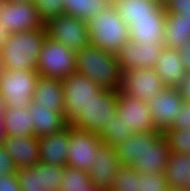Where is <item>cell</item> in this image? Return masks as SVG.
I'll return each mask as SVG.
<instances>
[{
	"mask_svg": "<svg viewBox=\"0 0 190 191\" xmlns=\"http://www.w3.org/2000/svg\"><path fill=\"white\" fill-rule=\"evenodd\" d=\"M172 153H190V128L166 130L164 133Z\"/></svg>",
	"mask_w": 190,
	"mask_h": 191,
	"instance_id": "d6a6232c",
	"label": "cell"
},
{
	"mask_svg": "<svg viewBox=\"0 0 190 191\" xmlns=\"http://www.w3.org/2000/svg\"><path fill=\"white\" fill-rule=\"evenodd\" d=\"M165 87L154 68L122 71L120 90L140 100L148 102Z\"/></svg>",
	"mask_w": 190,
	"mask_h": 191,
	"instance_id": "7c38bea8",
	"label": "cell"
},
{
	"mask_svg": "<svg viewBox=\"0 0 190 191\" xmlns=\"http://www.w3.org/2000/svg\"><path fill=\"white\" fill-rule=\"evenodd\" d=\"M28 109L32 116L34 133L37 138L59 132L69 124L65 113L54 112L51 107L31 101Z\"/></svg>",
	"mask_w": 190,
	"mask_h": 191,
	"instance_id": "7402d4cb",
	"label": "cell"
},
{
	"mask_svg": "<svg viewBox=\"0 0 190 191\" xmlns=\"http://www.w3.org/2000/svg\"><path fill=\"white\" fill-rule=\"evenodd\" d=\"M63 100L65 118L70 121L102 88L85 75L75 72L64 78Z\"/></svg>",
	"mask_w": 190,
	"mask_h": 191,
	"instance_id": "30bf717a",
	"label": "cell"
},
{
	"mask_svg": "<svg viewBox=\"0 0 190 191\" xmlns=\"http://www.w3.org/2000/svg\"><path fill=\"white\" fill-rule=\"evenodd\" d=\"M117 113L121 122L133 133L155 130L151 109L147 101L140 100L129 94L117 90Z\"/></svg>",
	"mask_w": 190,
	"mask_h": 191,
	"instance_id": "5bb4252c",
	"label": "cell"
},
{
	"mask_svg": "<svg viewBox=\"0 0 190 191\" xmlns=\"http://www.w3.org/2000/svg\"><path fill=\"white\" fill-rule=\"evenodd\" d=\"M4 68L1 57H0V71Z\"/></svg>",
	"mask_w": 190,
	"mask_h": 191,
	"instance_id": "681fc988",
	"label": "cell"
},
{
	"mask_svg": "<svg viewBox=\"0 0 190 191\" xmlns=\"http://www.w3.org/2000/svg\"><path fill=\"white\" fill-rule=\"evenodd\" d=\"M16 175L22 191H58L63 167L39 162L30 168L17 169Z\"/></svg>",
	"mask_w": 190,
	"mask_h": 191,
	"instance_id": "9a60e30c",
	"label": "cell"
},
{
	"mask_svg": "<svg viewBox=\"0 0 190 191\" xmlns=\"http://www.w3.org/2000/svg\"><path fill=\"white\" fill-rule=\"evenodd\" d=\"M184 101L180 88L176 87H165L151 98L148 103L155 130L162 133L168 130Z\"/></svg>",
	"mask_w": 190,
	"mask_h": 191,
	"instance_id": "4fadbf2b",
	"label": "cell"
},
{
	"mask_svg": "<svg viewBox=\"0 0 190 191\" xmlns=\"http://www.w3.org/2000/svg\"><path fill=\"white\" fill-rule=\"evenodd\" d=\"M134 134L120 120V116L113 118L107 125V129L99 136L104 145H119L130 135Z\"/></svg>",
	"mask_w": 190,
	"mask_h": 191,
	"instance_id": "1f68e13d",
	"label": "cell"
},
{
	"mask_svg": "<svg viewBox=\"0 0 190 191\" xmlns=\"http://www.w3.org/2000/svg\"><path fill=\"white\" fill-rule=\"evenodd\" d=\"M4 125L3 116H0V144H5L6 138L8 136Z\"/></svg>",
	"mask_w": 190,
	"mask_h": 191,
	"instance_id": "b9f144b4",
	"label": "cell"
},
{
	"mask_svg": "<svg viewBox=\"0 0 190 191\" xmlns=\"http://www.w3.org/2000/svg\"><path fill=\"white\" fill-rule=\"evenodd\" d=\"M17 169L4 144H0V177L16 174Z\"/></svg>",
	"mask_w": 190,
	"mask_h": 191,
	"instance_id": "8d00e7d4",
	"label": "cell"
},
{
	"mask_svg": "<svg viewBox=\"0 0 190 191\" xmlns=\"http://www.w3.org/2000/svg\"><path fill=\"white\" fill-rule=\"evenodd\" d=\"M121 166L115 148L102 144L97 149L95 161L88 171L91 184L99 191L108 190Z\"/></svg>",
	"mask_w": 190,
	"mask_h": 191,
	"instance_id": "e0dca14e",
	"label": "cell"
},
{
	"mask_svg": "<svg viewBox=\"0 0 190 191\" xmlns=\"http://www.w3.org/2000/svg\"><path fill=\"white\" fill-rule=\"evenodd\" d=\"M179 57L182 61L185 71L190 73V38L178 47Z\"/></svg>",
	"mask_w": 190,
	"mask_h": 191,
	"instance_id": "ab89813d",
	"label": "cell"
},
{
	"mask_svg": "<svg viewBox=\"0 0 190 191\" xmlns=\"http://www.w3.org/2000/svg\"><path fill=\"white\" fill-rule=\"evenodd\" d=\"M108 191H140V173L131 166H121Z\"/></svg>",
	"mask_w": 190,
	"mask_h": 191,
	"instance_id": "4dcf8cb0",
	"label": "cell"
},
{
	"mask_svg": "<svg viewBox=\"0 0 190 191\" xmlns=\"http://www.w3.org/2000/svg\"><path fill=\"white\" fill-rule=\"evenodd\" d=\"M5 1H16V2H33V0H5Z\"/></svg>",
	"mask_w": 190,
	"mask_h": 191,
	"instance_id": "c3c4849f",
	"label": "cell"
},
{
	"mask_svg": "<svg viewBox=\"0 0 190 191\" xmlns=\"http://www.w3.org/2000/svg\"><path fill=\"white\" fill-rule=\"evenodd\" d=\"M45 27L33 2L0 0V28L9 34Z\"/></svg>",
	"mask_w": 190,
	"mask_h": 191,
	"instance_id": "ba28073f",
	"label": "cell"
},
{
	"mask_svg": "<svg viewBox=\"0 0 190 191\" xmlns=\"http://www.w3.org/2000/svg\"><path fill=\"white\" fill-rule=\"evenodd\" d=\"M6 108V102L0 93V116H4Z\"/></svg>",
	"mask_w": 190,
	"mask_h": 191,
	"instance_id": "ee69618b",
	"label": "cell"
},
{
	"mask_svg": "<svg viewBox=\"0 0 190 191\" xmlns=\"http://www.w3.org/2000/svg\"><path fill=\"white\" fill-rule=\"evenodd\" d=\"M167 191H188L184 187H169Z\"/></svg>",
	"mask_w": 190,
	"mask_h": 191,
	"instance_id": "bcb514c9",
	"label": "cell"
},
{
	"mask_svg": "<svg viewBox=\"0 0 190 191\" xmlns=\"http://www.w3.org/2000/svg\"><path fill=\"white\" fill-rule=\"evenodd\" d=\"M190 175V153L170 152L165 178L169 187H184Z\"/></svg>",
	"mask_w": 190,
	"mask_h": 191,
	"instance_id": "4316f807",
	"label": "cell"
},
{
	"mask_svg": "<svg viewBox=\"0 0 190 191\" xmlns=\"http://www.w3.org/2000/svg\"><path fill=\"white\" fill-rule=\"evenodd\" d=\"M189 38L190 23L182 15L166 10L164 47L178 49Z\"/></svg>",
	"mask_w": 190,
	"mask_h": 191,
	"instance_id": "484cf974",
	"label": "cell"
},
{
	"mask_svg": "<svg viewBox=\"0 0 190 191\" xmlns=\"http://www.w3.org/2000/svg\"><path fill=\"white\" fill-rule=\"evenodd\" d=\"M178 14L184 17V20L190 23V10H181Z\"/></svg>",
	"mask_w": 190,
	"mask_h": 191,
	"instance_id": "f6af8a7d",
	"label": "cell"
},
{
	"mask_svg": "<svg viewBox=\"0 0 190 191\" xmlns=\"http://www.w3.org/2000/svg\"><path fill=\"white\" fill-rule=\"evenodd\" d=\"M4 148L18 169L39 163V141L36 136H7Z\"/></svg>",
	"mask_w": 190,
	"mask_h": 191,
	"instance_id": "ffe728a7",
	"label": "cell"
},
{
	"mask_svg": "<svg viewBox=\"0 0 190 191\" xmlns=\"http://www.w3.org/2000/svg\"><path fill=\"white\" fill-rule=\"evenodd\" d=\"M9 36L10 34L7 30H3L2 28H0V51L3 48Z\"/></svg>",
	"mask_w": 190,
	"mask_h": 191,
	"instance_id": "7bdbcfd3",
	"label": "cell"
},
{
	"mask_svg": "<svg viewBox=\"0 0 190 191\" xmlns=\"http://www.w3.org/2000/svg\"><path fill=\"white\" fill-rule=\"evenodd\" d=\"M165 174L140 173V191H167Z\"/></svg>",
	"mask_w": 190,
	"mask_h": 191,
	"instance_id": "e575fe53",
	"label": "cell"
},
{
	"mask_svg": "<svg viewBox=\"0 0 190 191\" xmlns=\"http://www.w3.org/2000/svg\"><path fill=\"white\" fill-rule=\"evenodd\" d=\"M46 35L68 48L78 51L90 44L87 22L62 14L45 24Z\"/></svg>",
	"mask_w": 190,
	"mask_h": 191,
	"instance_id": "52a82bcc",
	"label": "cell"
},
{
	"mask_svg": "<svg viewBox=\"0 0 190 191\" xmlns=\"http://www.w3.org/2000/svg\"><path fill=\"white\" fill-rule=\"evenodd\" d=\"M167 0H160V2H162L163 4L166 2Z\"/></svg>",
	"mask_w": 190,
	"mask_h": 191,
	"instance_id": "f907efd6",
	"label": "cell"
},
{
	"mask_svg": "<svg viewBox=\"0 0 190 191\" xmlns=\"http://www.w3.org/2000/svg\"><path fill=\"white\" fill-rule=\"evenodd\" d=\"M64 0H33L44 24L63 14Z\"/></svg>",
	"mask_w": 190,
	"mask_h": 191,
	"instance_id": "836d02e7",
	"label": "cell"
},
{
	"mask_svg": "<svg viewBox=\"0 0 190 191\" xmlns=\"http://www.w3.org/2000/svg\"><path fill=\"white\" fill-rule=\"evenodd\" d=\"M3 119L8 136H35L32 116L28 107H7Z\"/></svg>",
	"mask_w": 190,
	"mask_h": 191,
	"instance_id": "d4e9b609",
	"label": "cell"
},
{
	"mask_svg": "<svg viewBox=\"0 0 190 191\" xmlns=\"http://www.w3.org/2000/svg\"><path fill=\"white\" fill-rule=\"evenodd\" d=\"M179 88L181 90L184 100L190 103V73L187 74L184 82Z\"/></svg>",
	"mask_w": 190,
	"mask_h": 191,
	"instance_id": "60d3db41",
	"label": "cell"
},
{
	"mask_svg": "<svg viewBox=\"0 0 190 191\" xmlns=\"http://www.w3.org/2000/svg\"><path fill=\"white\" fill-rule=\"evenodd\" d=\"M33 102L64 113L63 84L59 79L39 76L33 93Z\"/></svg>",
	"mask_w": 190,
	"mask_h": 191,
	"instance_id": "603a6c76",
	"label": "cell"
},
{
	"mask_svg": "<svg viewBox=\"0 0 190 191\" xmlns=\"http://www.w3.org/2000/svg\"><path fill=\"white\" fill-rule=\"evenodd\" d=\"M164 7L168 12L179 13L181 10H190V0H167Z\"/></svg>",
	"mask_w": 190,
	"mask_h": 191,
	"instance_id": "f35d334b",
	"label": "cell"
},
{
	"mask_svg": "<svg viewBox=\"0 0 190 191\" xmlns=\"http://www.w3.org/2000/svg\"><path fill=\"white\" fill-rule=\"evenodd\" d=\"M76 72L85 75L102 89L118 90L121 87V68L115 54L89 44L76 51Z\"/></svg>",
	"mask_w": 190,
	"mask_h": 191,
	"instance_id": "6da1fadb",
	"label": "cell"
},
{
	"mask_svg": "<svg viewBox=\"0 0 190 191\" xmlns=\"http://www.w3.org/2000/svg\"><path fill=\"white\" fill-rule=\"evenodd\" d=\"M46 29L11 33L0 51L6 70L37 71L39 53L46 38Z\"/></svg>",
	"mask_w": 190,
	"mask_h": 191,
	"instance_id": "7a4b0ae2",
	"label": "cell"
},
{
	"mask_svg": "<svg viewBox=\"0 0 190 191\" xmlns=\"http://www.w3.org/2000/svg\"><path fill=\"white\" fill-rule=\"evenodd\" d=\"M184 188L187 189L188 191H190V175H189V179H186Z\"/></svg>",
	"mask_w": 190,
	"mask_h": 191,
	"instance_id": "7dc6e473",
	"label": "cell"
},
{
	"mask_svg": "<svg viewBox=\"0 0 190 191\" xmlns=\"http://www.w3.org/2000/svg\"><path fill=\"white\" fill-rule=\"evenodd\" d=\"M102 144L98 134L84 131L70 125L66 165L88 173L95 161L97 149Z\"/></svg>",
	"mask_w": 190,
	"mask_h": 191,
	"instance_id": "9c48e42d",
	"label": "cell"
},
{
	"mask_svg": "<svg viewBox=\"0 0 190 191\" xmlns=\"http://www.w3.org/2000/svg\"><path fill=\"white\" fill-rule=\"evenodd\" d=\"M112 5V0H64L63 14L87 21Z\"/></svg>",
	"mask_w": 190,
	"mask_h": 191,
	"instance_id": "83f0119b",
	"label": "cell"
},
{
	"mask_svg": "<svg viewBox=\"0 0 190 191\" xmlns=\"http://www.w3.org/2000/svg\"><path fill=\"white\" fill-rule=\"evenodd\" d=\"M177 118L168 130H184L190 128V103L184 101L181 111H178Z\"/></svg>",
	"mask_w": 190,
	"mask_h": 191,
	"instance_id": "d590c367",
	"label": "cell"
},
{
	"mask_svg": "<svg viewBox=\"0 0 190 191\" xmlns=\"http://www.w3.org/2000/svg\"><path fill=\"white\" fill-rule=\"evenodd\" d=\"M153 130L141 131L130 135L119 145H115L116 154L122 166H131L143 154L144 139Z\"/></svg>",
	"mask_w": 190,
	"mask_h": 191,
	"instance_id": "f1b7e54d",
	"label": "cell"
},
{
	"mask_svg": "<svg viewBox=\"0 0 190 191\" xmlns=\"http://www.w3.org/2000/svg\"><path fill=\"white\" fill-rule=\"evenodd\" d=\"M169 155L170 150L165 135L153 130L144 139L143 154L131 167L139 173L165 174Z\"/></svg>",
	"mask_w": 190,
	"mask_h": 191,
	"instance_id": "8fae6325",
	"label": "cell"
},
{
	"mask_svg": "<svg viewBox=\"0 0 190 191\" xmlns=\"http://www.w3.org/2000/svg\"><path fill=\"white\" fill-rule=\"evenodd\" d=\"M0 191H22L16 174L0 177Z\"/></svg>",
	"mask_w": 190,
	"mask_h": 191,
	"instance_id": "74e56055",
	"label": "cell"
},
{
	"mask_svg": "<svg viewBox=\"0 0 190 191\" xmlns=\"http://www.w3.org/2000/svg\"><path fill=\"white\" fill-rule=\"evenodd\" d=\"M37 71L6 70L0 71V93L7 107L27 108L39 79Z\"/></svg>",
	"mask_w": 190,
	"mask_h": 191,
	"instance_id": "8992f818",
	"label": "cell"
},
{
	"mask_svg": "<svg viewBox=\"0 0 190 191\" xmlns=\"http://www.w3.org/2000/svg\"><path fill=\"white\" fill-rule=\"evenodd\" d=\"M90 44L115 54L129 41V29L114 5L88 19Z\"/></svg>",
	"mask_w": 190,
	"mask_h": 191,
	"instance_id": "3957f363",
	"label": "cell"
},
{
	"mask_svg": "<svg viewBox=\"0 0 190 191\" xmlns=\"http://www.w3.org/2000/svg\"><path fill=\"white\" fill-rule=\"evenodd\" d=\"M113 5L126 24L130 22V17L159 15L165 9L159 0H119Z\"/></svg>",
	"mask_w": 190,
	"mask_h": 191,
	"instance_id": "cb8c5ba5",
	"label": "cell"
},
{
	"mask_svg": "<svg viewBox=\"0 0 190 191\" xmlns=\"http://www.w3.org/2000/svg\"><path fill=\"white\" fill-rule=\"evenodd\" d=\"M165 20V9L159 15L130 17L127 24L130 41L145 44L163 43Z\"/></svg>",
	"mask_w": 190,
	"mask_h": 191,
	"instance_id": "ac0fdd59",
	"label": "cell"
},
{
	"mask_svg": "<svg viewBox=\"0 0 190 191\" xmlns=\"http://www.w3.org/2000/svg\"><path fill=\"white\" fill-rule=\"evenodd\" d=\"M118 94L116 90L102 89L69 121L75 128L100 136L109 122L116 118Z\"/></svg>",
	"mask_w": 190,
	"mask_h": 191,
	"instance_id": "277c9868",
	"label": "cell"
},
{
	"mask_svg": "<svg viewBox=\"0 0 190 191\" xmlns=\"http://www.w3.org/2000/svg\"><path fill=\"white\" fill-rule=\"evenodd\" d=\"M58 191H99L91 184L87 172L65 165Z\"/></svg>",
	"mask_w": 190,
	"mask_h": 191,
	"instance_id": "f546056e",
	"label": "cell"
},
{
	"mask_svg": "<svg viewBox=\"0 0 190 191\" xmlns=\"http://www.w3.org/2000/svg\"><path fill=\"white\" fill-rule=\"evenodd\" d=\"M40 76L63 80L76 72V51L46 36L39 53Z\"/></svg>",
	"mask_w": 190,
	"mask_h": 191,
	"instance_id": "5b68a950",
	"label": "cell"
},
{
	"mask_svg": "<svg viewBox=\"0 0 190 191\" xmlns=\"http://www.w3.org/2000/svg\"><path fill=\"white\" fill-rule=\"evenodd\" d=\"M156 74L166 87L179 88L187 76L177 49L164 47L154 65Z\"/></svg>",
	"mask_w": 190,
	"mask_h": 191,
	"instance_id": "44dd1931",
	"label": "cell"
},
{
	"mask_svg": "<svg viewBox=\"0 0 190 191\" xmlns=\"http://www.w3.org/2000/svg\"><path fill=\"white\" fill-rule=\"evenodd\" d=\"M69 139L70 124L59 132L39 137V162L64 167L67 163Z\"/></svg>",
	"mask_w": 190,
	"mask_h": 191,
	"instance_id": "d6986e66",
	"label": "cell"
},
{
	"mask_svg": "<svg viewBox=\"0 0 190 191\" xmlns=\"http://www.w3.org/2000/svg\"><path fill=\"white\" fill-rule=\"evenodd\" d=\"M163 48V43L145 44L129 40L115 53V56L121 72L127 69L154 68Z\"/></svg>",
	"mask_w": 190,
	"mask_h": 191,
	"instance_id": "2e32d148",
	"label": "cell"
}]
</instances>
